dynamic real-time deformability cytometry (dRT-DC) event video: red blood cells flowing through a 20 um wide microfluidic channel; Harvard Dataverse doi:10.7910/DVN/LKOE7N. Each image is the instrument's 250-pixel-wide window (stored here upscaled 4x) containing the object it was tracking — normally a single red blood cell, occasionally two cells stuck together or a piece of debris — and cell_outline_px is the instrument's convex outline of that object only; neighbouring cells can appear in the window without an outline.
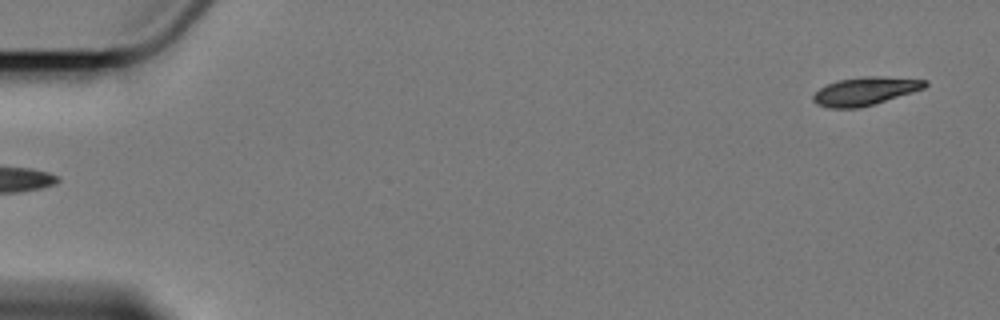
{"species": "Egyptian fruit bat (a non-hibernating species)", "species_latin": "Rousettus aegyptiacus", "temperature_condition": "cold", "stored_images_in_passage": 6, "segment_of_instrument_passage": [2, 2], "camera_frame_rate_fps": 3000, "um_per_image_px": 0.085, "animal": {"sex": "female"}, "frame": {"image": 1, "passage_image": 6, "time_ms": 6.0, "image_size_px": [1000, 320], "cell_outline_px": [[928, 84], [924, 88], [912, 92], [860, 108], [828, 108], [816, 104], [812, 100], [812, 96], [820, 88], [836, 80], [868, 76], [880, 76], [928, 80]], "centroid_in_image_um": [73.51, 7.75], "position_along_channel_um": 11.5, "area_um2": 18.26}}